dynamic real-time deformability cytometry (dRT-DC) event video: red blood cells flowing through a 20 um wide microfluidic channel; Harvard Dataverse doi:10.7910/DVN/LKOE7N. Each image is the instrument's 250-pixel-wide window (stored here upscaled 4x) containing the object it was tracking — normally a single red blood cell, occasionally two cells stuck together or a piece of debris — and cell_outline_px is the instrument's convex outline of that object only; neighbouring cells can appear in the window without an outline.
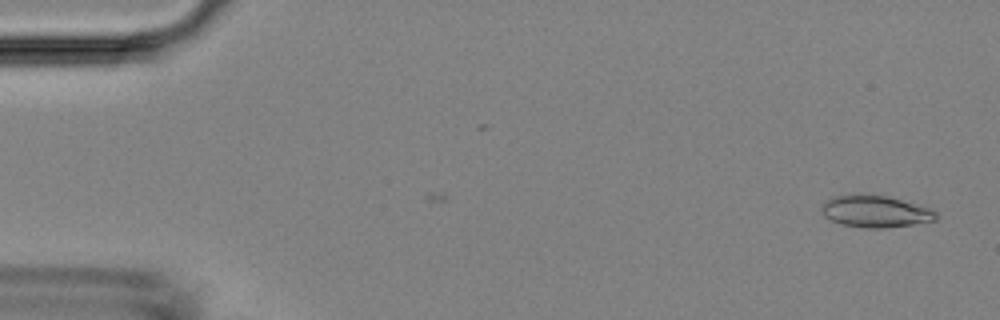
{"species": "Egyptian fruit bat (a non-hibernating species)", "species_latin": "Rousettus aegyptiacus", "temperature_condition": "room temperature", "stored_images_in_passage": 2, "camera_frame_rate_fps": 3000, "um_per_image_px": 0.085, "animal": {"sex": "female"}, "frame": {"image": 1, "passage_image": 2, "time_ms": 1.0, "image_size_px": [1000, 320], "cell_outline_px": [[940, 216], [936, 220], [912, 224], [884, 228], [864, 228], [840, 224], [824, 216], [820, 208], [820, 204], [824, 200], [832, 196], [852, 192], [860, 192], [888, 196], [932, 208]], "centroid_in_image_um": [74.35, 17.93], "position_along_channel_um": 10.6, "area_um2": 22.08}}